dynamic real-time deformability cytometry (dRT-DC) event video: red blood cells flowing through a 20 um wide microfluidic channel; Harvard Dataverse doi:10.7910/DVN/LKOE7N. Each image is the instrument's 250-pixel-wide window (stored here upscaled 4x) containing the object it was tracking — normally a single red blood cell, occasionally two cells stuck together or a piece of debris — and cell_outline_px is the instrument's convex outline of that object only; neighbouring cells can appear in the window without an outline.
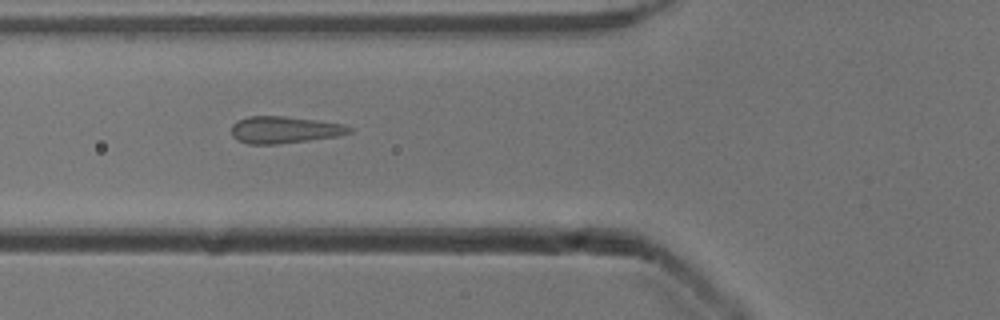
{"species": "common noctule bat (a hibernating species)", "species_latin": "Nyctalus noctula", "temperature_condition": "cold", "stored_images_in_passage": 6, "camera_frame_rate_fps": 3000, "um_per_image_px": 0.085, "animal": {"sex": "male", "body_mass_g": 13.3}, "frame": {"image": 1, "passage_image": 6, "time_ms": 1.667, "image_size_px": [1000, 320], "cell_outline_px": [[352, 132], [336, 136], [308, 140], [276, 144], [248, 144], [236, 140], [232, 136], [232, 124], [236, 120], [248, 116], [284, 116], [316, 120], [344, 124], [352, 128]], "centroid_in_image_um": [24.13, 11.03], "position_along_channel_um": 101.7, "area_um2": 18.5}}